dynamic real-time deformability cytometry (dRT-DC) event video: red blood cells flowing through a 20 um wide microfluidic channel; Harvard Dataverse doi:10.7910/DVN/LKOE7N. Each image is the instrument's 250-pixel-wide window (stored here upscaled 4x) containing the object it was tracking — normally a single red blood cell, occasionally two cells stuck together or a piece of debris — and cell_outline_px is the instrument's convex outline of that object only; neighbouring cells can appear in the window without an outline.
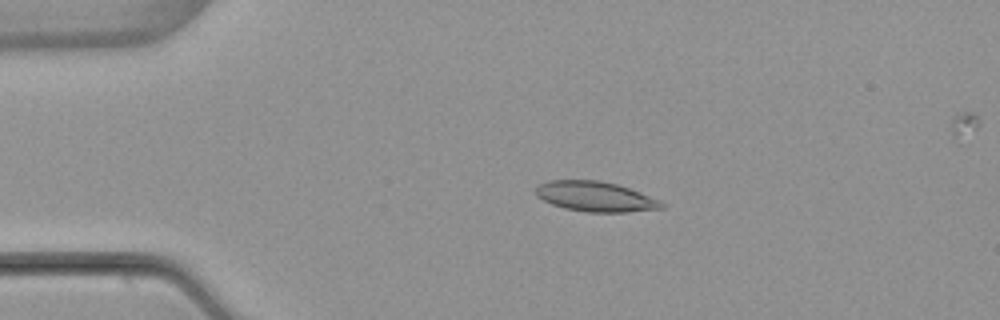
{"species": "common noctule bat (a hibernating species)", "species_latin": "Nyctalus noctula", "temperature_condition": "warm", "stored_images_in_passage": 4, "camera_frame_rate_fps": 3000, "um_per_image_px": 0.085, "animal": {"sex": "female", "body_mass_g": 22.7, "forearm_length_mm": 54.2}, "frame": {"image": 1, "passage_image": 2, "time_ms": 1.333, "image_size_px": [1000, 320], "cell_outline_px": [[664, 208], [628, 212], [588, 212], [564, 208], [552, 204], [536, 196], [536, 184], [548, 180], [600, 180], [616, 184], [640, 192], [660, 200], [664, 204]], "centroid_in_image_um": [50.59, 16.7], "position_along_channel_um": 34.4, "area_um2": 22.08}}